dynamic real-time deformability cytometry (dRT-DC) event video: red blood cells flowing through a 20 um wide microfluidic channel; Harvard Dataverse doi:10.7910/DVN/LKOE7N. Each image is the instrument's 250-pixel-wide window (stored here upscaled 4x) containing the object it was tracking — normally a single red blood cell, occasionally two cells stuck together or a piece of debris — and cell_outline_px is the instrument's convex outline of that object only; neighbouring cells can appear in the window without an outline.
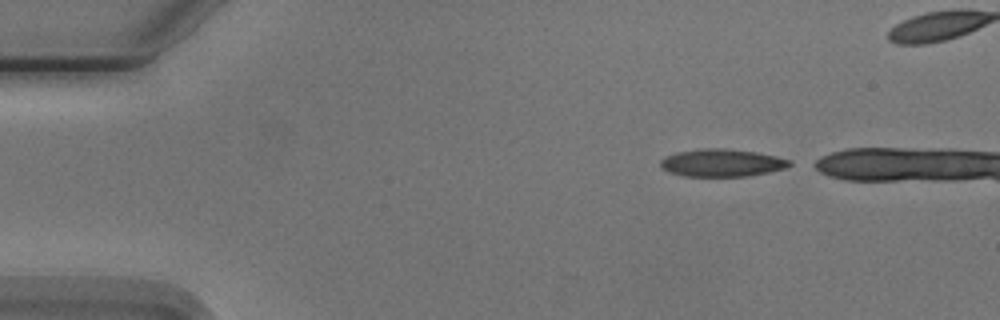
{"species": "Egyptian fruit bat (a non-hibernating species)", "species_latin": "Rousettus aegyptiacus", "temperature_condition": "cold", "stored_images_in_passage": 8, "segment_of_instrument_passage": [1, 2], "camera_frame_rate_fps": 3000, "um_per_image_px": 0.085, "animal": {"sex": "male"}, "frame": {"image": 1, "passage_image": 1, "time_ms": 0.0, "image_size_px": [1000, 320], "cell_outline_px": [[792, 164], [784, 168], [768, 172], [744, 176], [684, 176], [668, 172], [660, 168], [660, 160], [676, 152], [704, 148], [724, 148], [756, 152], [776, 156], [792, 160]], "centroid_in_image_um": [61.34, 13.84], "position_along_channel_um": 23.7, "area_um2": 20.69}}
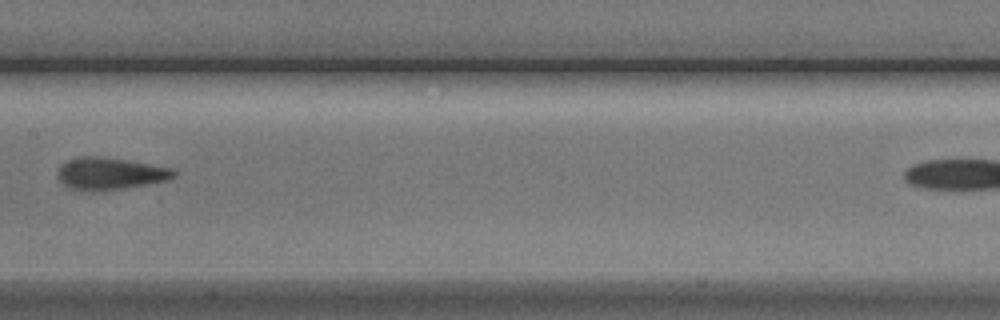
{"frame": {"image": 2, "passage_image": 6, "time_ms": 6.667, "image_size_px": [1000, 320], "cell_outline_px": [[176, 176], [168, 180], [148, 184], [92, 192], [84, 192], [68, 188], [56, 176], [60, 168], [68, 160], [80, 156], [100, 156], [172, 168], [176, 172]], "centroid_in_image_um": [9.33, 14.77], "position_along_channel_um": 198.1, "area_um2": 21.62}}
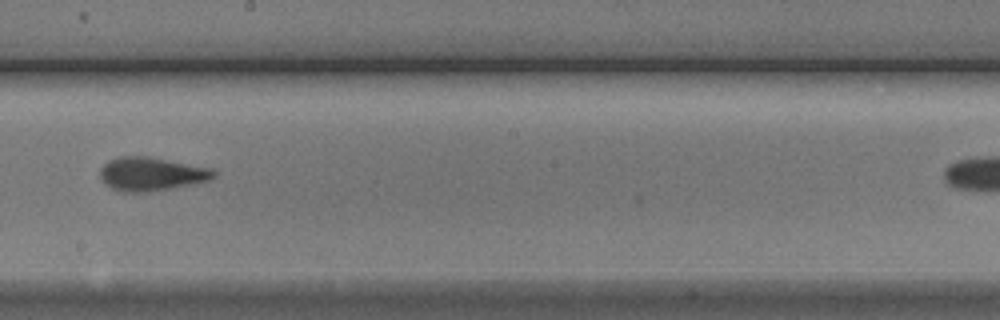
{"frame": {"image": 3, "passage_image": 7, "time_ms": 7.667, "image_size_px": [1000, 320], "cell_outline_px": [[216, 176], [208, 180], [196, 184], [172, 188], [144, 192], [120, 192], [112, 188], [100, 176], [100, 168], [108, 160], [120, 156], [148, 156], [212, 168], [216, 172]], "centroid_in_image_um": [12.89, 14.78], "position_along_channel_um": 235.3, "area_um2": 22.25}}